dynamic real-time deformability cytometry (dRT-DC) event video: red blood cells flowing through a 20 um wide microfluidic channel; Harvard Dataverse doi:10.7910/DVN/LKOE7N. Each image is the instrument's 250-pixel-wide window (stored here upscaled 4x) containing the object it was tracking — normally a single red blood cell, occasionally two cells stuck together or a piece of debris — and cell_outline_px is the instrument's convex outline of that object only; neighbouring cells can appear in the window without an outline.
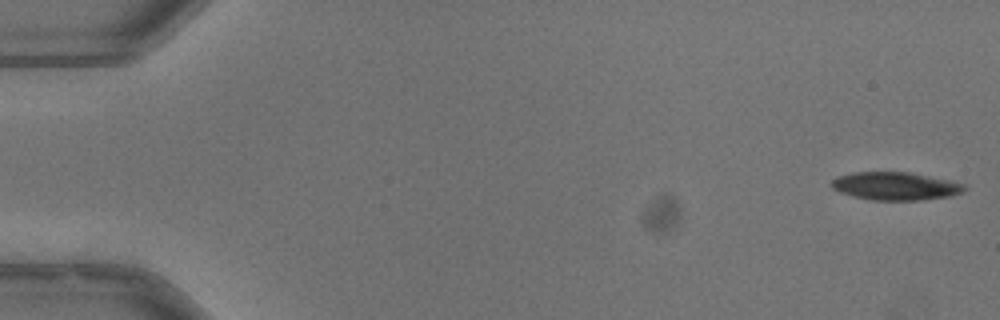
{"species": "common noctule bat (a hibernating species)", "species_latin": "Nyctalus noctula", "temperature_condition": "warm", "stored_images_in_passage": 11, "camera_frame_rate_fps": 3000, "um_per_image_px": 0.085, "animal": {"sex": "male", "body_mass_g": 13.3}, "frame": {"image": 1, "passage_image": 1, "time_ms": 0.0, "image_size_px": [1000, 320], "cell_outline_px": [[968, 188], [960, 192], [948, 196], [920, 200], [872, 200], [840, 192], [832, 188], [832, 180], [836, 176], [856, 172], [908, 172], [948, 180], [964, 184]], "centroid_in_image_um": [76.09, 15.81], "position_along_channel_um": 8.9, "area_um2": 21.33}}